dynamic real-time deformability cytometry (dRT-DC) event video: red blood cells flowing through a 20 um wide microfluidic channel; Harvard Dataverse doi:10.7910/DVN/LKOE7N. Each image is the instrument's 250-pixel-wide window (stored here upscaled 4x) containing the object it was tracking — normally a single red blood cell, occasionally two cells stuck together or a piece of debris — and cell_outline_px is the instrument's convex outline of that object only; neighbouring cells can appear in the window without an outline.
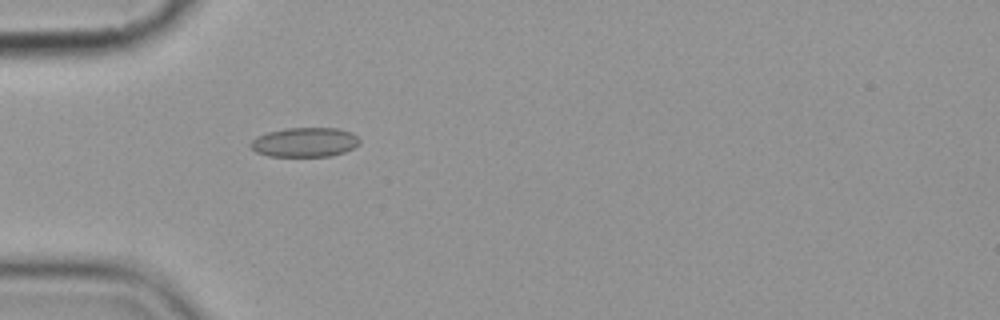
{"species": "common noctule bat (a hibernating species)", "species_latin": "Nyctalus noctula", "temperature_condition": "cold", "stored_images_in_passage": 6, "camera_frame_rate_fps": 3000, "um_per_image_px": 0.085, "animal": {"sex": "female", "body_mass_g": 19.9}, "frame": {"image": 1, "passage_image": 6, "time_ms": 5.667, "image_size_px": [1000, 320], "cell_outline_px": [[360, 144], [344, 152], [328, 156], [268, 156], [256, 152], [248, 144], [256, 136], [268, 132], [284, 128], [336, 128], [352, 132], [360, 140]], "centroid_in_image_um": [25.88, 12.08], "position_along_channel_um": 59.1, "area_um2": 18.73}}